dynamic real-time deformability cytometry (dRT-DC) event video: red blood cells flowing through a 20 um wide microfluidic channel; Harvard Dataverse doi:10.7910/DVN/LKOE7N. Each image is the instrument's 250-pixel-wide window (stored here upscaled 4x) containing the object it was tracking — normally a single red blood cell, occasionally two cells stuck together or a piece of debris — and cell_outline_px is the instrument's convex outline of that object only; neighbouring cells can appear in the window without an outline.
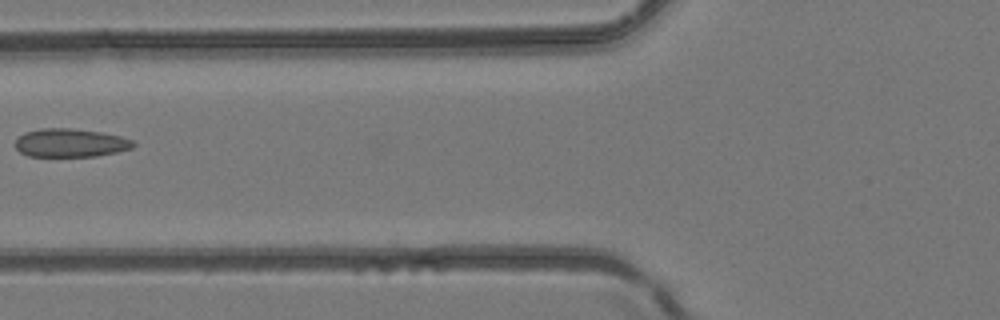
{"species": "common noctule bat (a hibernating species)", "species_latin": "Nyctalus noctula", "temperature_condition": "room temperature", "stored_images_in_passage": 2, "camera_frame_rate_fps": 3000, "um_per_image_px": 0.085, "animal": {"sex": "female", "body_mass_g": 24.6, "forearm_length_mm": 56.2}, "frame": {"image": 1, "passage_image": 2, "time_ms": 0.333, "image_size_px": [1000, 320], "cell_outline_px": [[136, 144], [132, 148], [116, 152], [96, 156], [28, 156], [20, 152], [16, 148], [16, 140], [24, 132], [40, 128], [72, 128], [100, 132], [120, 136], [132, 140]], "centroid_in_image_um": [5.98, 12.14], "position_along_channel_um": 119.8, "area_um2": 19.48}}